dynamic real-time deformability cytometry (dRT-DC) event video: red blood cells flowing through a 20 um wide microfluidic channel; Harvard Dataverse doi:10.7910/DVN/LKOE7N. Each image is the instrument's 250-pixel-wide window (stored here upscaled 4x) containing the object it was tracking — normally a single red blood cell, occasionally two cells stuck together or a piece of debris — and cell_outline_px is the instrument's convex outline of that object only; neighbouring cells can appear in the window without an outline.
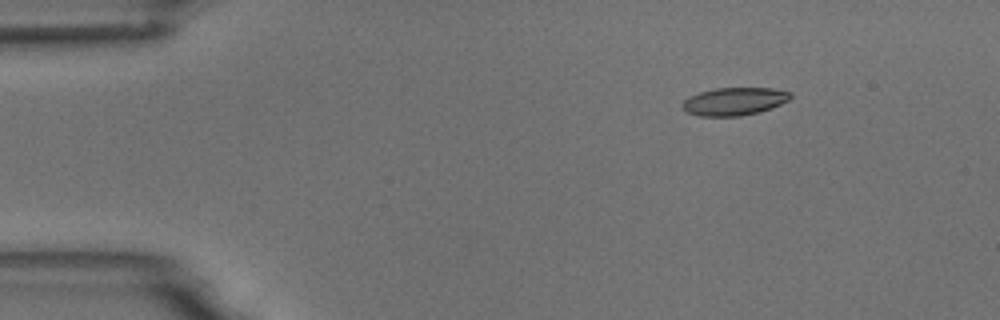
{"species": "common noctule bat (a hibernating species)", "species_latin": "Nyctalus noctula", "temperature_condition": "room temperature", "stored_images_in_passage": 8, "camera_frame_rate_fps": 3000, "um_per_image_px": 0.085, "animal": {"sex": "male", "body_mass_g": 18.8}, "frame": {"image": 1, "passage_image": 2, "time_ms": 1.333, "image_size_px": [1000, 320], "cell_outline_px": [[792, 96], [788, 100], [780, 104], [760, 112], [740, 116], [700, 116], [688, 112], [680, 104], [688, 96], [700, 92], [716, 88], [772, 88], [792, 92]], "centroid_in_image_um": [62.41, 8.61], "position_along_channel_um": 22.6, "area_um2": 17.51}}
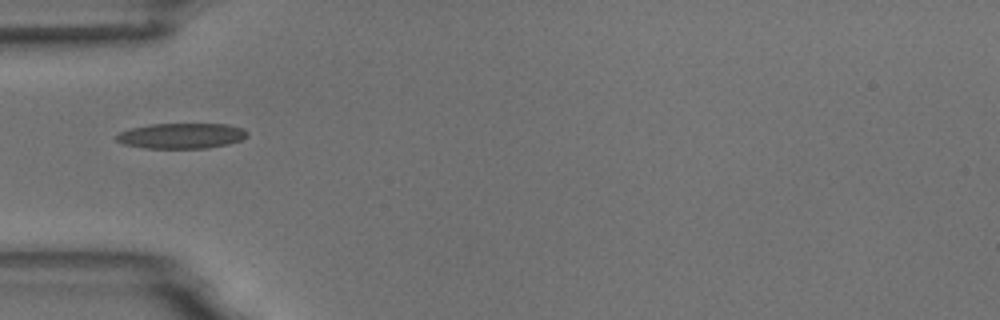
{"frame": {"image": 2, "passage_image": 5, "time_ms": 4.667, "image_size_px": [1000, 320], "cell_outline_px": [[248, 136], [240, 140], [228, 144], [208, 148], [144, 148], [124, 144], [116, 140], [116, 136], [120, 132], [132, 128], [148, 124], [228, 124], [244, 128], [248, 132]], "centroid_in_image_um": [15.45, 11.54], "position_along_channel_um": 69.5, "area_um2": 19.42}}